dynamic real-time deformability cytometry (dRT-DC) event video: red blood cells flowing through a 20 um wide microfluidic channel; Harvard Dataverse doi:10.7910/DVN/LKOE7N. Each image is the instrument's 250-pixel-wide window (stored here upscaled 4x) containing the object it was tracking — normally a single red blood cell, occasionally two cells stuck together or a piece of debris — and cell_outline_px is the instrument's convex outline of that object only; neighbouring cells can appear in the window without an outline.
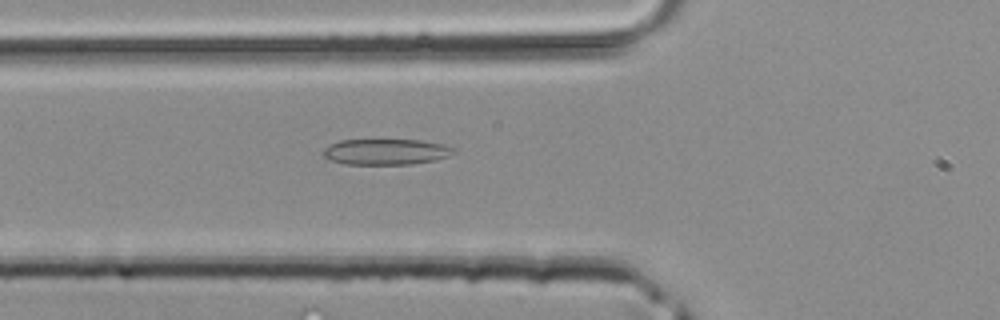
{"species": "common noctule bat (a hibernating species)", "species_latin": "Nyctalus noctula", "temperature_condition": "room temperature", "stored_images_in_passage": 31, "camera_frame_rate_fps": 3000, "um_per_image_px": 0.085, "animal": {"sex": "male", "body_mass_g": 20.4}, "frame": {"image": 1, "passage_image": 4, "time_ms": 1.0, "image_size_px": [1000, 320], "cell_outline_px": [[456, 152], [448, 156], [436, 160], [412, 164], [344, 164], [328, 160], [324, 156], [324, 148], [328, 144], [340, 140], [420, 140], [444, 144], [452, 148]], "centroid_in_image_um": [32.78, 12.9], "position_along_channel_um": 93.0, "area_um2": 19.71}}
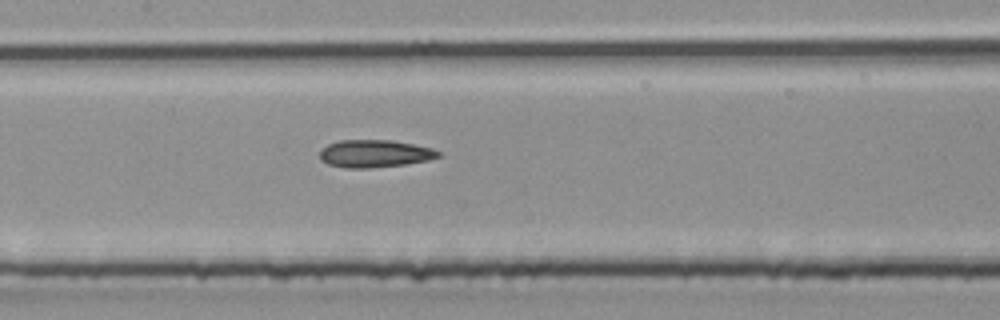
{"frame": {"image": 2, "passage_image": 9, "time_ms": 2.667, "image_size_px": [1000, 320], "cell_outline_px": [[440, 156], [428, 160], [408, 164], [368, 168], [344, 168], [328, 164], [320, 160], [320, 148], [328, 144], [340, 140], [392, 140], [432, 148], [440, 152]], "centroid_in_image_um": [31.82, 13.06], "position_along_channel_um": 175.6, "area_um2": 19.13}}
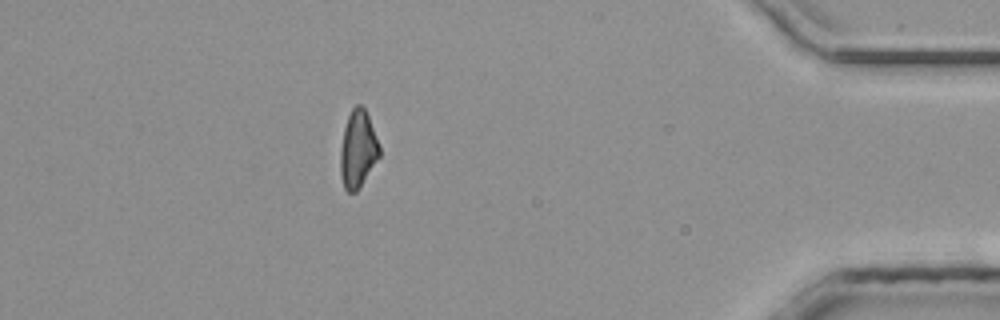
{"frame": {"image": 3, "passage_image": 26, "time_ms": 8.333, "image_size_px": [1000, 320], "cell_outline_px": [[380, 156], [360, 188], [356, 192], [348, 192], [344, 188], [340, 176], [340, 148], [344, 128], [348, 116], [352, 108], [356, 104], [360, 104], [364, 108], [368, 116], [380, 144]], "centroid_in_image_um": [30.42, 12.71], "position_along_channel_um": 404.8, "area_um2": 17.8}}